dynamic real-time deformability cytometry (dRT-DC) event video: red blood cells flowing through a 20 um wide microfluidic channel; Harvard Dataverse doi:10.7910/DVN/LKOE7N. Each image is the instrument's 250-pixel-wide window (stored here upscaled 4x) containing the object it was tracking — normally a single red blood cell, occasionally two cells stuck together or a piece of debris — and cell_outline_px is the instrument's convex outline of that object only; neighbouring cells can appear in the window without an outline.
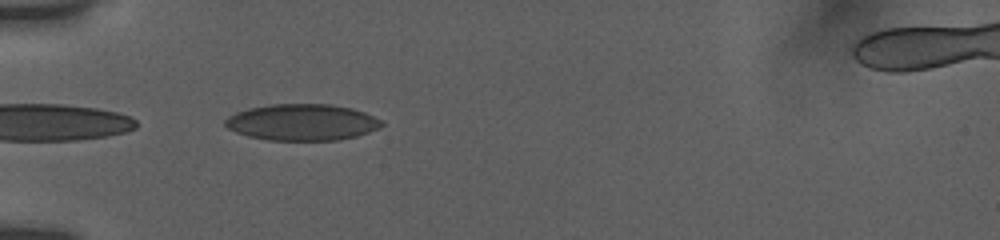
{"species": "human", "species_latin": "Homo sapiens", "temperature_condition": "room temperature", "stored_images_in_passage": 9, "camera_frame_rate_fps": 3000, "um_per_image_px": 0.085, "donor": {"sex": "female"}, "frame": {"image": 1, "passage_image": 2, "time_ms": 0.333, "image_size_px": [1000, 240], "cell_outline_px": [[384, 124], [380, 128], [356, 136], [340, 140], [268, 140], [248, 136], [236, 132], [228, 128], [224, 124], [224, 120], [228, 116], [236, 112], [248, 108], [272, 104], [332, 104], [352, 108], [364, 112], [384, 120]], "centroid_in_image_um": [25.7, 10.39], "position_along_channel_um": 59.3, "area_um2": 33.41}}
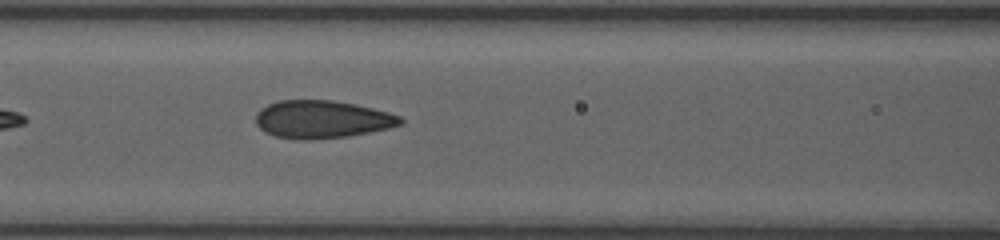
{"frame": {"image": 2, "passage_image": 6, "time_ms": 2.667, "image_size_px": [1000, 240], "cell_outline_px": [[404, 124], [388, 128], [348, 136], [312, 140], [296, 140], [276, 136], [264, 132], [256, 124], [256, 112], [260, 108], [268, 104], [280, 100], [332, 100], [356, 104], [388, 112], [400, 116], [404, 120]], "centroid_in_image_um": [27.35, 10.15], "position_along_channel_um": 139.2, "area_um2": 32.08}}
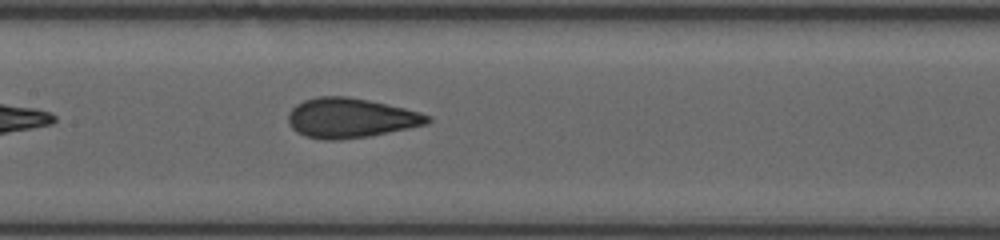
{"frame": {"image": 3, "passage_image": 9, "time_ms": 3.667, "image_size_px": [1000, 240], "cell_outline_px": [[432, 120], [428, 124], [368, 136], [340, 140], [324, 140], [304, 136], [296, 132], [292, 128], [288, 120], [288, 112], [296, 104], [304, 100], [316, 96], [348, 96], [368, 100], [404, 108], [420, 112], [432, 116]], "centroid_in_image_um": [29.78, 10.03], "position_along_channel_um": 177.6, "area_um2": 32.37}}